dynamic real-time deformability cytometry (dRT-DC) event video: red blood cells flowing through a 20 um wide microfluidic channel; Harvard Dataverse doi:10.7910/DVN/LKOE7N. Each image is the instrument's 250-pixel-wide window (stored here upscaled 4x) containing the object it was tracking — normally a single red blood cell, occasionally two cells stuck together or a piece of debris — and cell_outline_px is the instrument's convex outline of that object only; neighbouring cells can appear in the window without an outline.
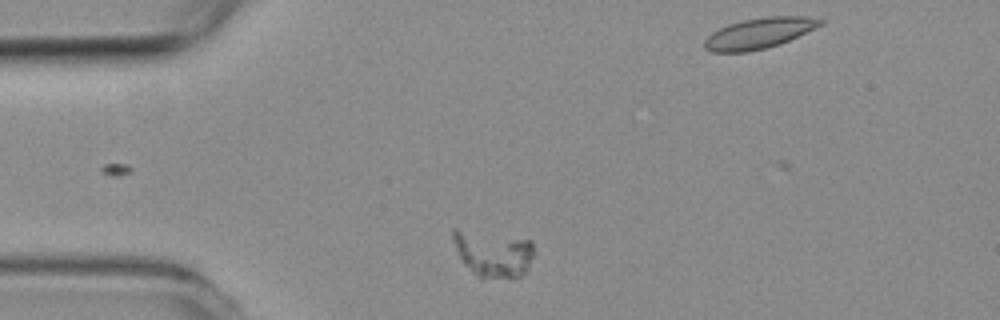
{"species": "common noctule bat (a hibernating species)", "species_latin": "Nyctalus noctula", "temperature_condition": "room temperature", "stored_images_in_passage": 3, "camera_frame_rate_fps": 3000, "um_per_image_px": 0.085, "animal": {"sex": "female", "body_mass_g": 19.3, "forearm_length_mm": 54.1}, "frame": {"image": 1, "passage_image": 1, "time_ms": 0.0, "image_size_px": [1000, 320], "cell_outline_px": [[532, 256], [528, 272], [520, 276], [484, 280], [480, 280], [460, 260], [452, 240], [452, 228], [456, 228], [532, 240]], "centroid_in_image_um": [41.87, 21.58], "position_along_channel_um": 43.1, "area_um2": 22.25}}